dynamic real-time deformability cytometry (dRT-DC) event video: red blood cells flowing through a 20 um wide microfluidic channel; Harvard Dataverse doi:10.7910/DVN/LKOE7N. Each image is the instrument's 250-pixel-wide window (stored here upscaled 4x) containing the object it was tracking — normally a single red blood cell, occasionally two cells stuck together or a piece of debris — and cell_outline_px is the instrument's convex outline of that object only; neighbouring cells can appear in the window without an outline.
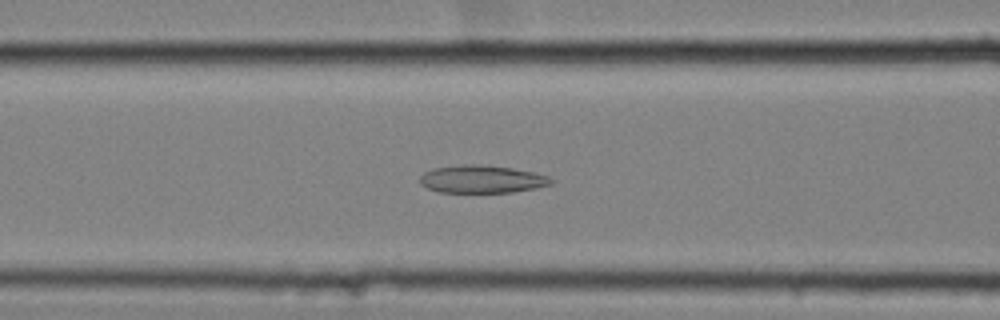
{"species": "common noctule bat (a hibernating species)", "species_latin": "Nyctalus noctula", "temperature_condition": "cold", "stored_images_in_passage": 58, "camera_frame_rate_fps": 3000, "um_per_image_px": 0.085, "animal": {"sex": "female", "body_mass_g": 25.1}, "frame": {"image": 1, "passage_image": 25, "time_ms": 8.0, "image_size_px": [1000, 320], "cell_outline_px": [[556, 180], [552, 184], [536, 188], [512, 192], [440, 192], [428, 188], [420, 184], [420, 176], [424, 172], [436, 168], [472, 164], [480, 164], [512, 168], [532, 172], [548, 176]], "centroid_in_image_um": [41.0, 15.23], "position_along_channel_um": 125.6, "area_um2": 21.04}}
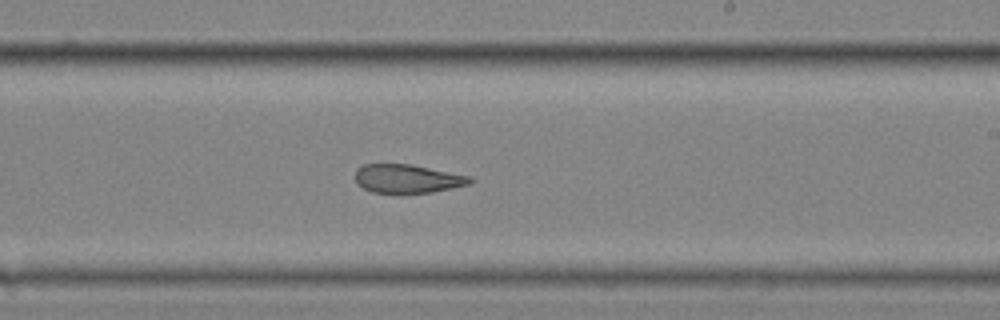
{"frame": {"image": 2, "passage_image": 36, "time_ms": 11.667, "image_size_px": [1000, 320], "cell_outline_px": [[476, 180], [468, 184], [452, 188], [432, 192], [372, 192], [356, 184], [356, 172], [364, 164], [412, 164], [472, 176]], "centroid_in_image_um": [34.69, 15.17], "position_along_channel_um": 254.3, "area_um2": 19.02}}
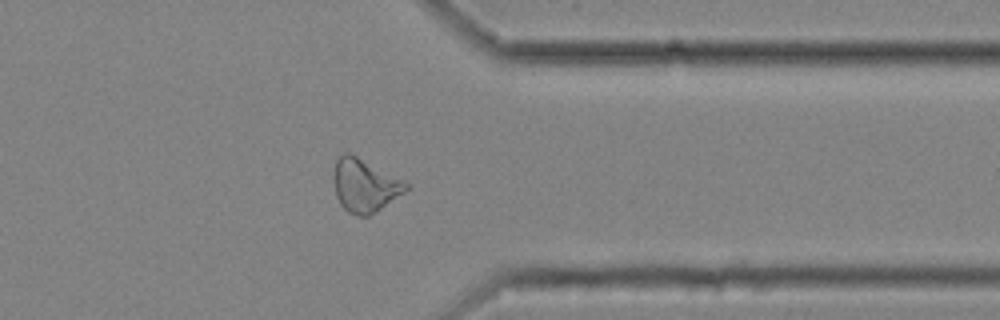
{"frame": {"image": 3, "passage_image": 47, "time_ms": 15.333, "image_size_px": [1000, 320], "cell_outline_px": [[408, 188], [404, 192], [376, 212], [368, 216], [356, 216], [348, 212], [340, 204], [336, 196], [332, 180], [336, 160], [344, 152], [348, 152], [404, 180], [408, 184]], "centroid_in_image_um": [30.97, 15.77], "position_along_channel_um": 380.4, "area_um2": 22.31}, "authors_computed_cell_mechanics": {"area_um2": 23.409, "velocity_mm_per_s": 3.5208, "shape_relaxation_time_tau1_ms": null, "shape_relaxation_time_tau2_ms": 4.415, "deformation_change_tau1": null, "deformation_change_tau2": 0.1396}}